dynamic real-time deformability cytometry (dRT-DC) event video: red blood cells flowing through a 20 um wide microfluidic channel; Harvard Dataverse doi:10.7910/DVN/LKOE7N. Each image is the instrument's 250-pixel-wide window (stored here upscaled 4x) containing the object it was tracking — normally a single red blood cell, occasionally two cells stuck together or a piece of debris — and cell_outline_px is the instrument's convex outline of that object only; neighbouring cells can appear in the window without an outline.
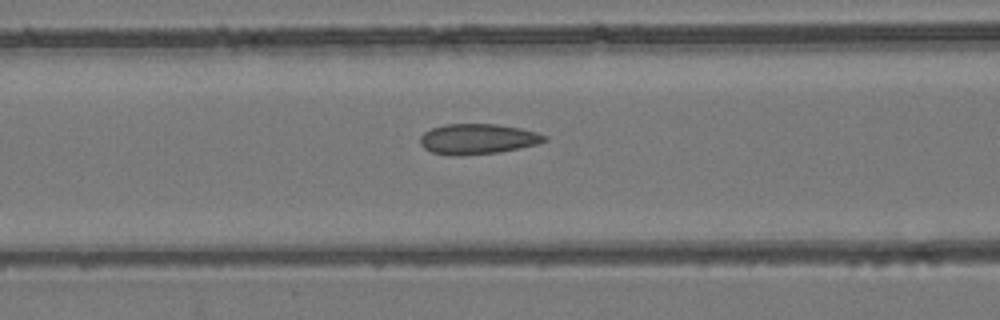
{"species": "common noctule bat (a hibernating species)", "species_latin": "Nyctalus noctula", "temperature_condition": "room temperature", "stored_images_in_passage": 53, "camera_frame_rate_fps": 3000, "um_per_image_px": 0.085, "animal": {"sex": "female", "body_mass_g": 24.6, "forearm_length_mm": 56.2}, "frame": {"image": 1, "passage_image": 22, "time_ms": 7.0, "image_size_px": [1000, 320], "cell_outline_px": [[548, 140], [540, 144], [500, 152], [452, 156], [432, 152], [424, 148], [420, 144], [420, 136], [424, 132], [432, 128], [444, 124], [496, 124], [520, 128], [536, 132], [548, 136]], "centroid_in_image_um": [40.62, 11.81], "position_along_channel_um": 126.0, "area_um2": 22.14}}
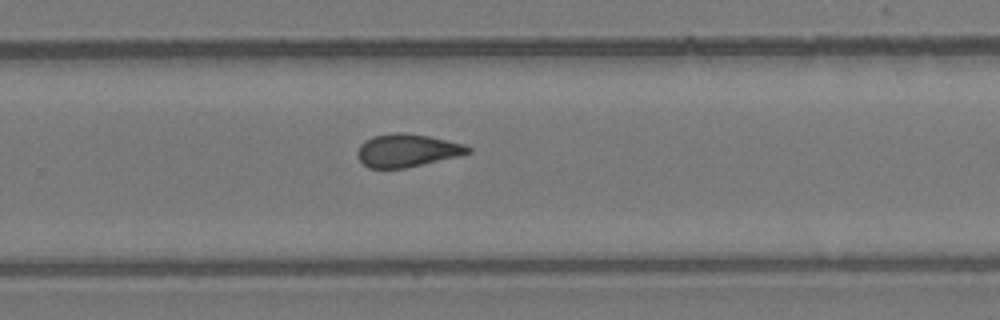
{"frame": {"image": 2, "passage_image": 35, "time_ms": 11.333, "image_size_px": [1000, 320], "cell_outline_px": [[472, 152], [460, 156], [404, 168], [368, 168], [356, 156], [356, 152], [360, 144], [364, 140], [372, 136], [396, 132], [404, 132], [428, 136], [464, 144], [472, 148]], "centroid_in_image_um": [34.59, 12.78], "position_along_channel_um": 295.2, "area_um2": 21.33}}
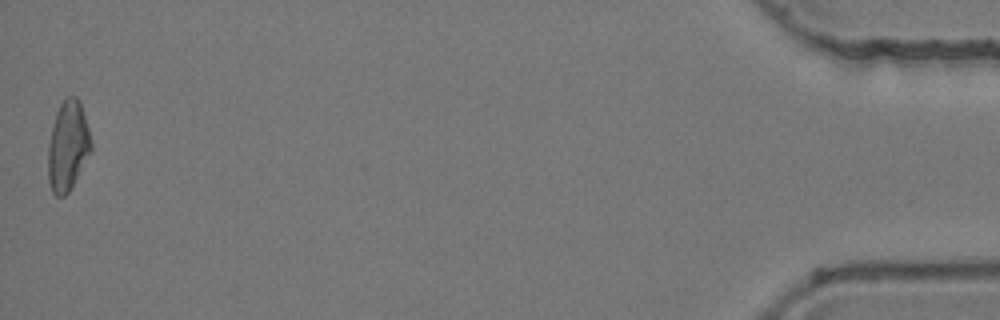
{"frame": {"image": 3, "passage_image": 53, "time_ms": 17.333, "image_size_px": [1000, 320], "cell_outline_px": [[92, 148], [68, 192], [64, 196], [56, 196], [52, 192], [48, 180], [48, 144], [56, 112], [60, 104], [68, 96], [76, 96], [80, 100], [88, 128], [92, 144]], "centroid_in_image_um": [5.75, 12.38], "position_along_channel_um": 429.5, "area_um2": 22.2}, "authors_computed_cell_mechanics": {"area_um2": 21.7328, "velocity_mm_per_s": 3.9108, "shape_relaxation_time_tau1_ms": null, "shape_relaxation_time_tau2_ms": 1.8424, "deformation_change_tau1": null, "deformation_change_tau2": 0.0957}}